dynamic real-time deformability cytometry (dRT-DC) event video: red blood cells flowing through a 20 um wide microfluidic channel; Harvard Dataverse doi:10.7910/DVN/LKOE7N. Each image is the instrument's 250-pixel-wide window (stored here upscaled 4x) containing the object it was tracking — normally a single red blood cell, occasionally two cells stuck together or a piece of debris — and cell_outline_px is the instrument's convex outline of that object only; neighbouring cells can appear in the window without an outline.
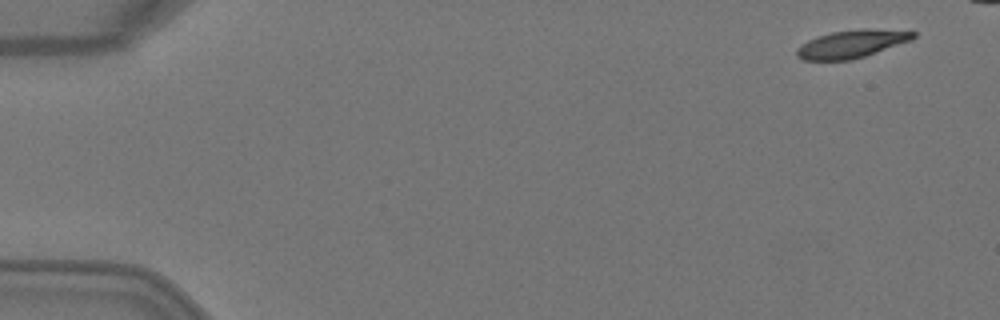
{"species": "Egyptian fruit bat (a non-hibernating species)", "species_latin": "Rousettus aegyptiacus", "temperature_condition": "warm", "stored_images_in_passage": 5, "camera_frame_rate_fps": 3000, "um_per_image_px": 0.085, "animal": {"sex": "female"}, "frame": {"image": 1, "passage_image": 1, "time_ms": 0.0, "image_size_px": [1000, 320], "cell_outline_px": [[916, 36], [912, 40], [852, 60], [804, 60], [796, 56], [796, 48], [808, 40], [816, 36], [832, 32], [916, 32]], "centroid_in_image_um": [72.25, 3.81], "position_along_channel_um": 12.8, "area_um2": 17.57}}